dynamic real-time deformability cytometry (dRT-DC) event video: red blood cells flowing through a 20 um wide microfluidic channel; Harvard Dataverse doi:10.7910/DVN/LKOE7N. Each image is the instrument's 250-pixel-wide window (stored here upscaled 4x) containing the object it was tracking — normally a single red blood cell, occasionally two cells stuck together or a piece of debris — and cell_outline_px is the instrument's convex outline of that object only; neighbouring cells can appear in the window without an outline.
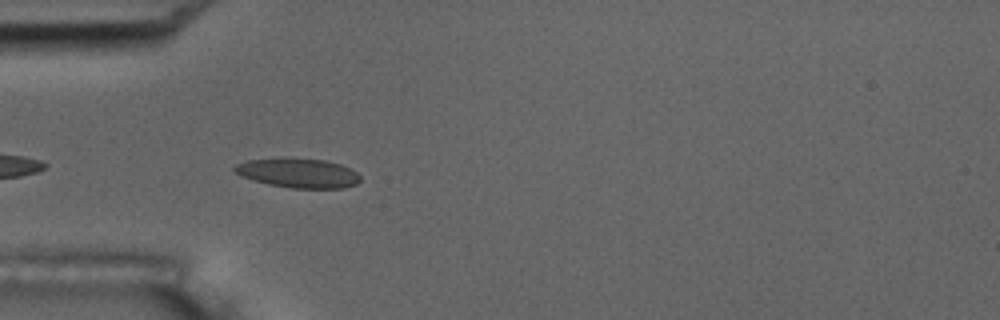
{"species": "common noctule bat (a hibernating species)", "species_latin": "Nyctalus noctula", "temperature_condition": "room temperature", "stored_images_in_passage": 5, "camera_frame_rate_fps": 3000, "um_per_image_px": 0.085, "animal": {"sex": "male", "body_mass_g": 17.5, "forearm_length_mm": 52.3}, "frame": {"image": 1, "passage_image": 4, "time_ms": 4.333, "image_size_px": [1000, 320], "cell_outline_px": [[360, 180], [356, 184], [344, 188], [292, 188], [268, 184], [252, 180], [236, 172], [232, 168], [236, 164], [248, 160], [280, 156], [324, 160], [340, 164], [356, 172], [360, 176]], "centroid_in_image_um": [25.32, 14.68], "position_along_channel_um": 59.7, "area_um2": 21.79}}